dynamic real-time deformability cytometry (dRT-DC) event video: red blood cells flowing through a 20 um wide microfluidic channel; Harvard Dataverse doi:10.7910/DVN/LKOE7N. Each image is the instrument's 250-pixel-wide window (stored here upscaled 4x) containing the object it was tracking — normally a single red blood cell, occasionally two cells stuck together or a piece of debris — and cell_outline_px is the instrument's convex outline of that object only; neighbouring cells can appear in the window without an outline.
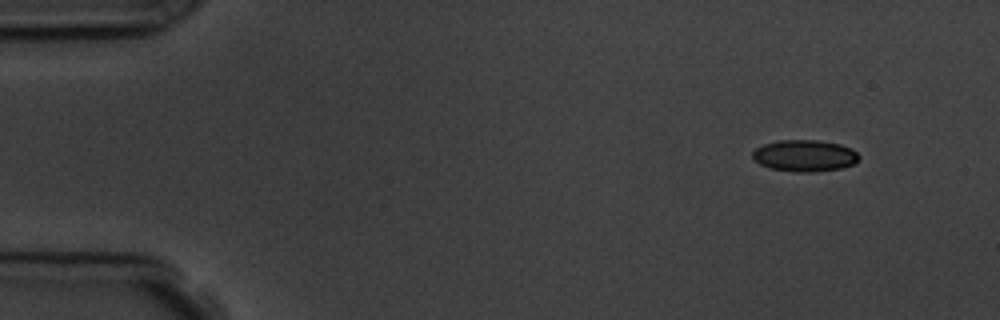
{"species": "common noctule bat (a hibernating species)", "species_latin": "Nyctalus noctula", "temperature_condition": "room temperature", "stored_images_in_passage": 4, "camera_frame_rate_fps": 3000, "um_per_image_px": 0.085, "animal": {"sex": "male", "body_mass_g": 19.5, "forearm_length_mm": 54.6}, "frame": {"image": 1, "passage_image": 1, "time_ms": 0.0, "image_size_px": [1000, 320], "cell_outline_px": [[860, 160], [852, 164], [840, 168], [816, 172], [796, 172], [768, 168], [752, 160], [752, 152], [756, 148], [764, 144], [780, 140], [816, 140], [840, 144], [856, 152], [860, 156]], "centroid_in_image_um": [68.36, 13.24], "position_along_channel_um": 16.6, "area_um2": 19.65}}
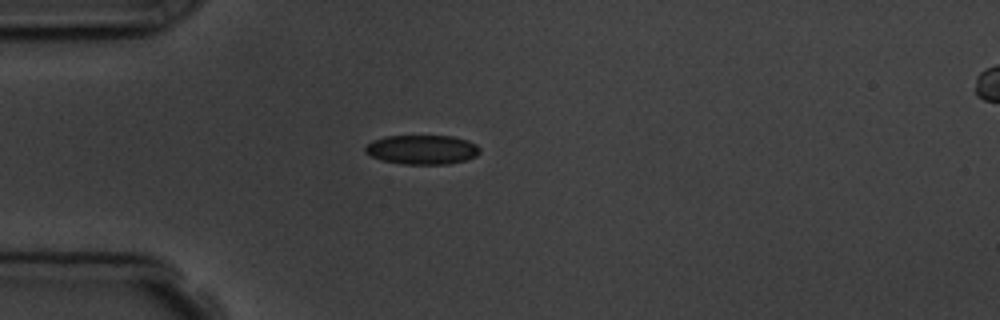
{"frame": {"image": 2, "passage_image": 4, "time_ms": 3.333, "image_size_px": [1000, 320], "cell_outline_px": [[480, 152], [476, 156], [464, 160], [448, 164], [404, 164], [380, 160], [364, 152], [364, 148], [372, 140], [384, 136], [452, 136], [468, 140], [476, 144], [480, 148]], "centroid_in_image_um": [35.87, 12.71], "position_along_channel_um": 49.1, "area_um2": 19.65}}